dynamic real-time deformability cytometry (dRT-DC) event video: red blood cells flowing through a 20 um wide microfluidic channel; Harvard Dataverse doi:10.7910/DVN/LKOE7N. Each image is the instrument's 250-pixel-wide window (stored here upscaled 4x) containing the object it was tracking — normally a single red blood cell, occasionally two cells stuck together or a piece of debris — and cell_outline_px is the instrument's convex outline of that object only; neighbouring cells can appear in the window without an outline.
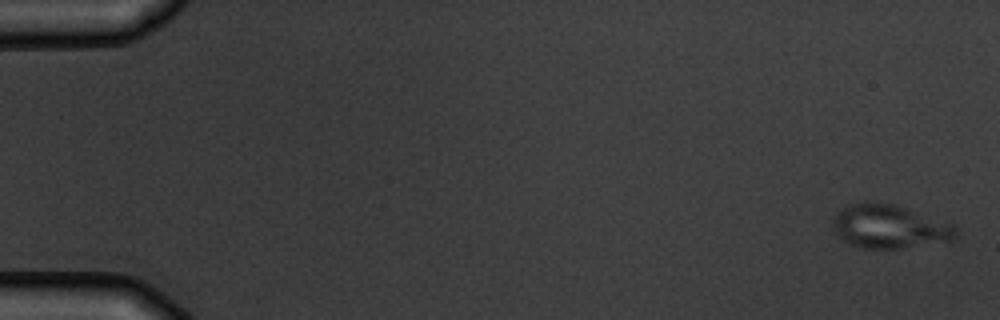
{"species": "common noctule bat (a hibernating species)", "species_latin": "Nyctalus noctula", "temperature_condition": "warm", "stored_images_in_passage": 8, "camera_frame_rate_fps": 3000, "um_per_image_px": 0.085, "animal": {"sex": "male", "body_mass_g": 19.5, "forearm_length_mm": 54.6}, "frame": {"image": 1, "passage_image": 1, "time_ms": 0.0, "image_size_px": [1000, 320], "cell_outline_px": [[960, 232], [952, 240], [900, 248], [864, 248], [852, 244], [844, 240], [832, 228], [832, 220], [848, 204], [892, 204], [952, 224]], "centroid_in_image_um": [75.62, 19.29], "position_along_channel_um": 9.4, "area_um2": 30.11}}